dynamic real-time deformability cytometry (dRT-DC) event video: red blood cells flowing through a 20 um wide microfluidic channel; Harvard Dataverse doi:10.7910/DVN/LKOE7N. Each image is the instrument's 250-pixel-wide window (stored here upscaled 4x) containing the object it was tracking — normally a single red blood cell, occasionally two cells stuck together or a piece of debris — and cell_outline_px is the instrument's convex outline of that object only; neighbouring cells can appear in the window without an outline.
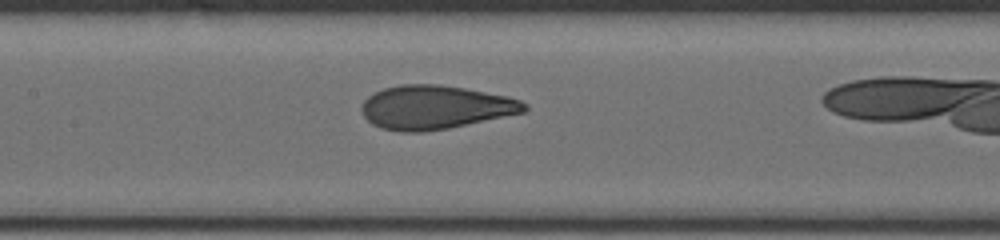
{"species": "human", "species_latin": "Homo sapiens", "temperature_condition": "cold", "stored_images_in_passage": 24, "camera_frame_rate_fps": 3000, "um_per_image_px": 0.085, "donor": {"sex": "male"}, "frame": {"image": 1, "passage_image": 6, "time_ms": 1.667, "image_size_px": [1000, 240], "cell_outline_px": [[528, 108], [524, 112], [448, 128], [424, 132], [400, 132], [380, 128], [372, 124], [364, 116], [360, 108], [364, 100], [368, 96], [384, 88], [400, 84], [440, 84], [464, 88], [508, 96], [520, 100], [528, 104]], "centroid_in_image_um": [36.97, 9.12], "position_along_channel_um": 170.4, "area_um2": 41.5}}
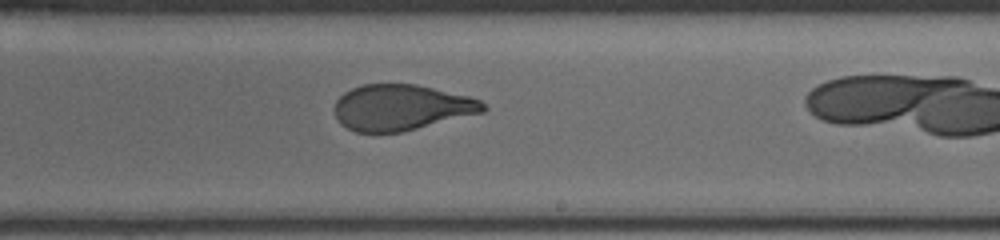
{"frame": {"image": 2, "passage_image": 13, "time_ms": 4.0, "image_size_px": [1000, 240], "cell_outline_px": [[488, 108], [484, 112], [400, 132], [356, 132], [340, 124], [336, 116], [336, 100], [344, 92], [352, 88], [364, 84], [416, 84], [468, 96], [480, 100]], "centroid_in_image_um": [34.11, 9.13], "position_along_channel_um": 254.9, "area_um2": 39.36}}
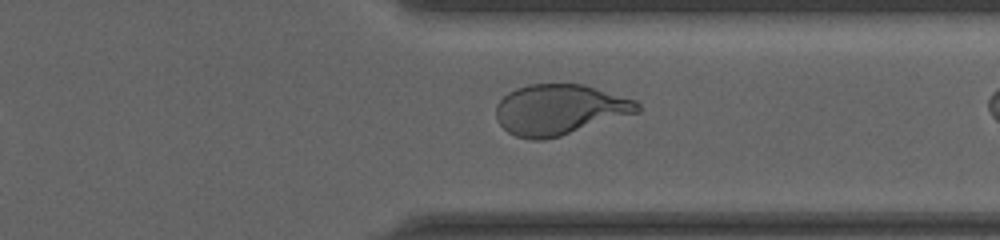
{"frame": {"image": 3, "passage_image": 22, "time_ms": 7.0, "image_size_px": [1000, 240], "cell_outline_px": [[640, 112], [560, 136], [544, 140], [532, 140], [516, 136], [508, 132], [500, 124], [496, 116], [496, 104], [508, 92], [516, 88], [528, 84], [584, 84], [636, 100], [640, 104]], "centroid_in_image_um": [47.57, 9.31], "position_along_channel_um": 363.8, "area_um2": 41.67}}